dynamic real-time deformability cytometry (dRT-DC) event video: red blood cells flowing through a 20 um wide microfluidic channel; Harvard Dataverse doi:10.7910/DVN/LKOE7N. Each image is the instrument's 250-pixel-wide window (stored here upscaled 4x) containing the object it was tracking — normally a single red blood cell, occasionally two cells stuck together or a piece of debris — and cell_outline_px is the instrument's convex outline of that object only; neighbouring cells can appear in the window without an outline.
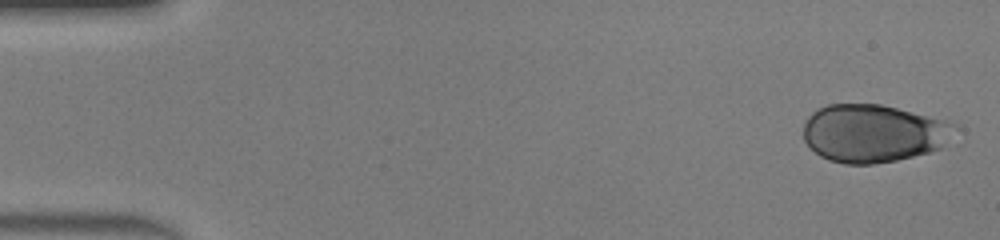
{"species": "human", "species_latin": "Homo sapiens", "temperature_condition": "warm", "stored_images_in_passage": 46, "camera_frame_rate_fps": 3000, "um_per_image_px": 0.085, "donor": {"sex": "male"}, "frame": {"image": 1, "passage_image": 1, "time_ms": 0.0, "image_size_px": [1000, 240], "cell_outline_px": [[960, 128], [940, 148], [928, 152], [896, 160], [872, 164], [844, 164], [828, 160], [820, 156], [804, 140], [804, 120], [816, 108], [828, 104], [880, 104], [944, 120], [956, 124]], "centroid_in_image_um": [74.22, 11.32], "position_along_channel_um": 10.8, "area_um2": 51.1}}
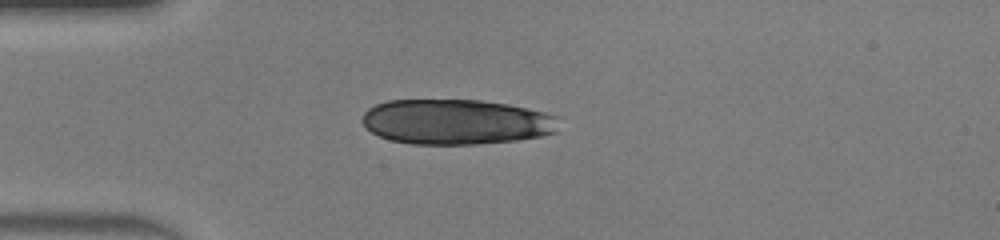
{"frame": {"image": 2, "passage_image": 12, "time_ms": 3.667, "image_size_px": [1000, 240], "cell_outline_px": [[560, 116], [556, 132], [544, 136], [516, 140], [476, 144], [412, 144], [392, 140], [380, 136], [372, 132], [360, 120], [364, 112], [368, 108], [376, 104], [388, 100], [480, 100], [508, 104], [528, 108]], "centroid_in_image_um": [38.8, 10.35], "position_along_channel_um": 46.2, "area_um2": 52.08}}
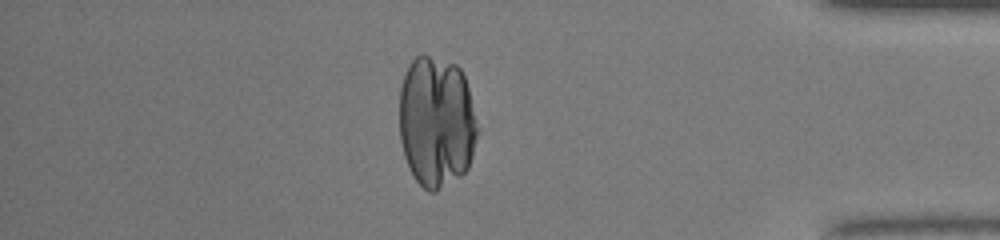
{"frame": {"image": 3, "passage_image": 40, "time_ms": 13.0, "image_size_px": [1000, 240], "cell_outline_px": [[480, 132], [468, 168], [460, 176], [436, 192], [428, 192], [416, 180], [404, 156], [400, 140], [400, 88], [404, 72], [408, 64], [420, 52], [424, 52], [456, 64], [460, 68], [464, 76], [468, 88]], "centroid_in_image_um": [37.1, 10.31], "position_along_channel_um": 398.1, "area_um2": 60.81}}